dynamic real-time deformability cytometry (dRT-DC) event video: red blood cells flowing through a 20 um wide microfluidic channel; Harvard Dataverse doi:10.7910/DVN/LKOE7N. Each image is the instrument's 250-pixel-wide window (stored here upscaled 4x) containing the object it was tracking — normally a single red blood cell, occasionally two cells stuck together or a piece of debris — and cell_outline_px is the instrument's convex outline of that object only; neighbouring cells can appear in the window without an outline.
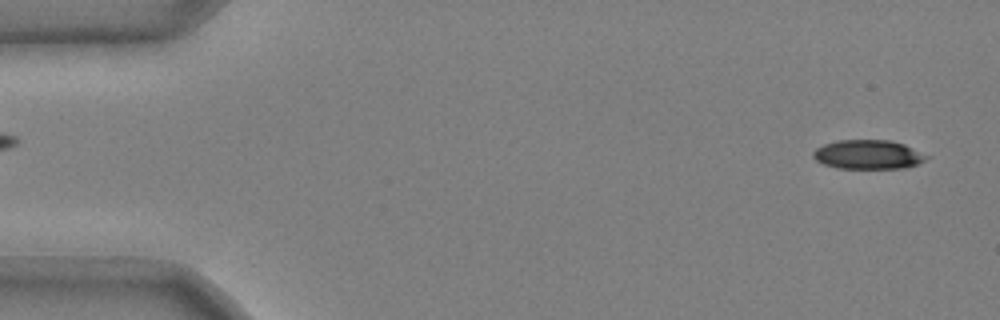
{"species": "common noctule bat (a hibernating species)", "species_latin": "Nyctalus noctula", "temperature_condition": "cold", "stored_images_in_passage": 10, "camera_frame_rate_fps": 3000, "um_per_image_px": 0.085, "animal": {"sex": "male", "body_mass_g": 20.4}, "frame": {"image": 1, "passage_image": 2, "time_ms": 0.333, "image_size_px": [1000, 320], "cell_outline_px": [[932, 156], [908, 168], [836, 168], [824, 164], [816, 160], [812, 156], [812, 152], [816, 148], [824, 144], [840, 140], [888, 140], [904, 144]], "centroid_in_image_um": [73.81, 13.14], "position_along_channel_um": 11.2, "area_um2": 19.31}}